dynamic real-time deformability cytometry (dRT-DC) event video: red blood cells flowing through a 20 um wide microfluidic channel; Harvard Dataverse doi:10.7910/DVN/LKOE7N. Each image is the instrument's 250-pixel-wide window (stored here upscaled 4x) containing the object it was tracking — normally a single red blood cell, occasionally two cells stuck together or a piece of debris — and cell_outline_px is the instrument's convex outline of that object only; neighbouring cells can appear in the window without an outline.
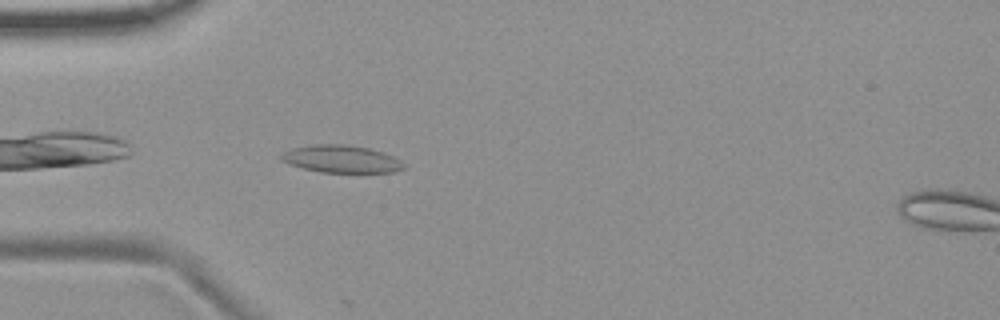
{"species": "common noctule bat (a hibernating species)", "species_latin": "Nyctalus noctula", "temperature_condition": "room temperature", "stored_images_in_passage": 4, "camera_frame_rate_fps": 3000, "um_per_image_px": 0.085, "animal": {"sex": "female", "body_mass_g": 19.9}, "frame": {"image": 1, "passage_image": 2, "time_ms": 0.333, "image_size_px": [1000, 320], "cell_outline_px": [[404, 168], [396, 172], [320, 172], [288, 164], [280, 160], [280, 156], [284, 152], [292, 148], [312, 144], [348, 144], [368, 148], [384, 152], [400, 160], [404, 164]], "centroid_in_image_um": [29.0, 13.51], "position_along_channel_um": 56.0, "area_um2": 19.65}}